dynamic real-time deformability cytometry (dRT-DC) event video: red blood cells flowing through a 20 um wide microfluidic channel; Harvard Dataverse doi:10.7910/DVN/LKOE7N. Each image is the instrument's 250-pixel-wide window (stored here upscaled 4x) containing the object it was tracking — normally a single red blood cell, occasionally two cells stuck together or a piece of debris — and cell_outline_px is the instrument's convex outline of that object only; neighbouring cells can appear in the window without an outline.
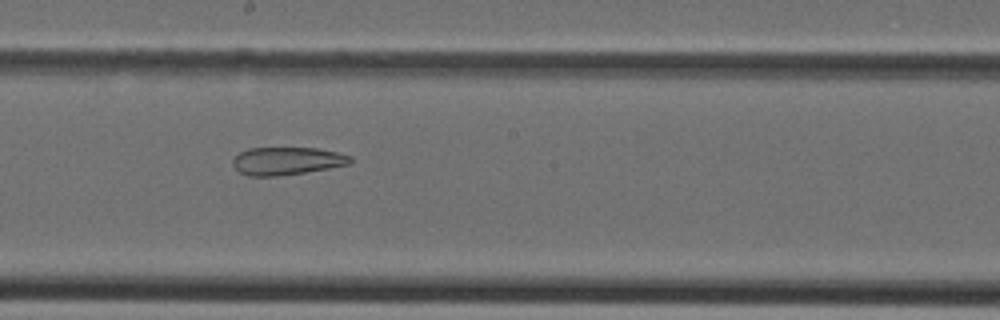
{"species": "Egyptian fruit bat (a non-hibernating species)", "species_latin": "Rousettus aegyptiacus", "temperature_condition": "cold", "stored_images_in_passage": 39, "camera_frame_rate_fps": 3000, "um_per_image_px": 0.085, "animal": {"sex": "female"}, "frame": {"image": 1, "passage_image": 21, "time_ms": 6.667, "image_size_px": [1000, 320], "cell_outline_px": [[352, 164], [304, 172], [276, 176], [248, 176], [240, 172], [232, 164], [232, 160], [240, 152], [248, 148], [316, 148], [336, 152], [352, 156]], "centroid_in_image_um": [24.39, 13.68], "position_along_channel_um": 223.8, "area_um2": 18.96}}
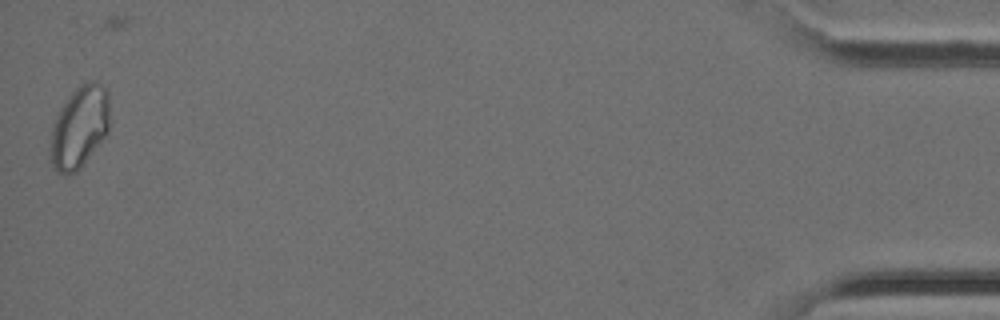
{"frame": {"image": 2, "passage_image": 38, "time_ms": 12.333, "image_size_px": [1000, 320], "cell_outline_px": [[108, 132], [80, 168], [76, 172], [68, 176], [56, 172], [52, 164], [52, 128], [56, 116], [60, 108], [68, 96], [80, 84], [88, 80], [92, 80], [100, 84], [108, 92]], "centroid_in_image_um": [6.76, 10.79], "position_along_channel_um": 428.4, "area_um2": 27.92}}